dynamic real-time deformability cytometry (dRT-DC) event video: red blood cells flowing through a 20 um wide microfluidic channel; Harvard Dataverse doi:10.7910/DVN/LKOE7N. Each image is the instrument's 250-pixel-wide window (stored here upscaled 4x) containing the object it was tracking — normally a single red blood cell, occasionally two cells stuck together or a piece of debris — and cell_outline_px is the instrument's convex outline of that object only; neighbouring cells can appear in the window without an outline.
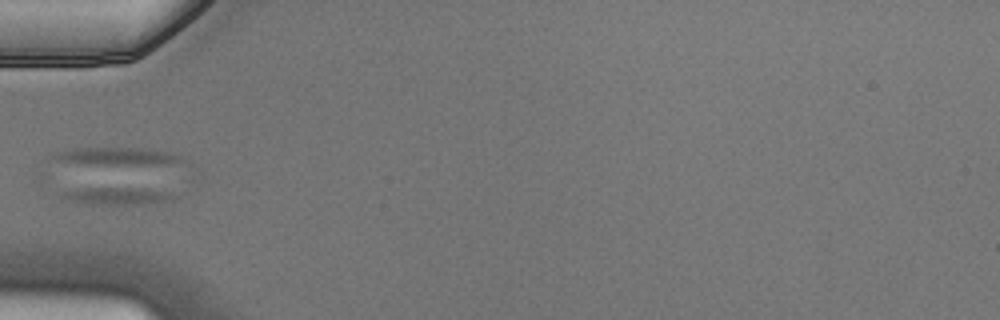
{"species": "Egyptian fruit bat (a non-hibernating species)", "species_latin": "Rousettus aegyptiacus", "temperature_condition": "cold", "stored_images_in_passage": 6, "camera_frame_rate_fps": 3000, "um_per_image_px": 0.085, "animal": {"sex": "male"}, "frame": {"image": 1, "passage_image": 6, "time_ms": 1.667, "image_size_px": [1000, 320], "cell_outline_px": [[180, 196], [168, 200], [144, 204], [80, 204], [64, 200], [56, 196], [60, 192], [76, 188], [140, 188], [164, 192]], "centroid_in_image_um": [9.72, 16.66], "position_along_channel_um": 75.3, "area_um2": 11.44}}